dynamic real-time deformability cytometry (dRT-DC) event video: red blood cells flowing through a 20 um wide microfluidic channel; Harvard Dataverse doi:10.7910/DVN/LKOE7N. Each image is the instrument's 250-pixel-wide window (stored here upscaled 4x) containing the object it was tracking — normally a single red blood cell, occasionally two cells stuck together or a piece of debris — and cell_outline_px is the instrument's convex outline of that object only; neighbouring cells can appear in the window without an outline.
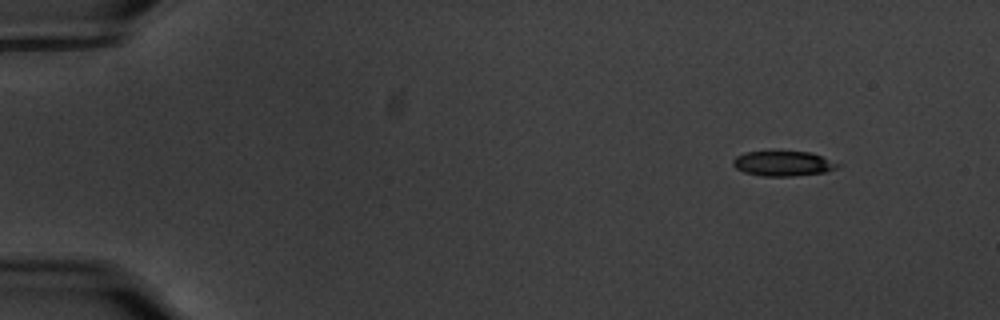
{"species": "common noctule bat (a hibernating species)", "species_latin": "Nyctalus noctula", "temperature_condition": "warm", "stored_images_in_passage": 53, "camera_frame_rate_fps": 3000, "um_per_image_px": 0.085, "animal": {"sex": "male", "body_mass_g": 20.1, "forearm_length_mm": 53.5}, "frame": {"image": 1, "passage_image": 1, "time_ms": 0.0, "image_size_px": [1000, 320], "cell_outline_px": [[840, 164], [836, 168], [824, 172], [792, 176], [760, 176], [744, 172], [736, 168], [732, 164], [732, 160], [736, 156], [744, 152], [812, 152]], "centroid_in_image_um": [66.52, 13.9], "position_along_channel_um": 18.5, "area_um2": 15.09}}
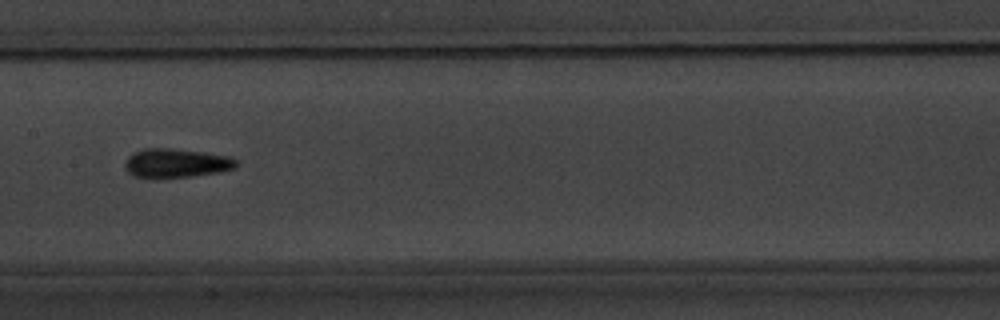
{"frame": {"image": 2, "passage_image": 25, "time_ms": 8.0, "image_size_px": [1000, 320], "cell_outline_px": [[236, 168], [216, 172], [192, 176], [136, 176], [128, 172], [124, 164], [128, 156], [144, 148], [172, 148], [204, 152], [228, 156], [236, 160]], "centroid_in_image_um": [14.99, 13.83], "position_along_channel_um": 192.4, "area_um2": 18.21}}
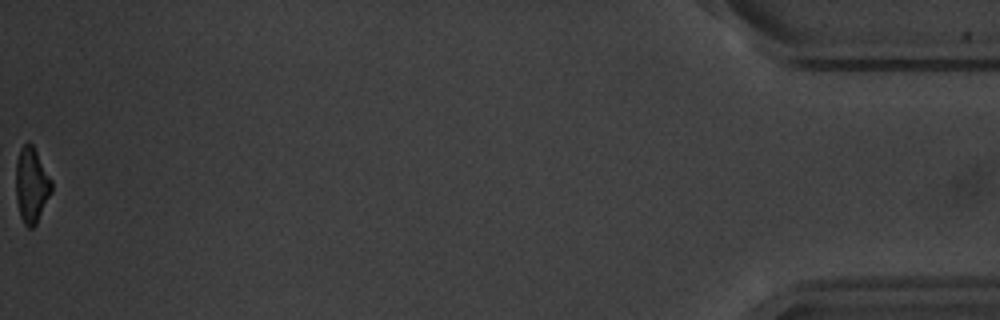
{"frame": {"image": 3, "passage_image": 53, "time_ms": 17.333, "image_size_px": [1000, 320], "cell_outline_px": [[52, 192], [36, 224], [32, 228], [28, 228], [24, 224], [20, 216], [16, 200], [16, 160], [20, 148], [28, 140], [32, 144], [52, 180]], "centroid_in_image_um": [2.67, 15.73], "position_along_channel_um": 432.5, "area_um2": 15.78}, "authors_computed_cell_mechanics": {"area_um2": 16.8776, "velocity_mm_per_s": 3.5579, "shape_relaxation_time_tau1_ms": 3.1003, "shape_relaxation_time_tau2_ms": 4.1296, "deformation_change_tau1": 0.1602, "deformation_change_tau2": 0.1107}}